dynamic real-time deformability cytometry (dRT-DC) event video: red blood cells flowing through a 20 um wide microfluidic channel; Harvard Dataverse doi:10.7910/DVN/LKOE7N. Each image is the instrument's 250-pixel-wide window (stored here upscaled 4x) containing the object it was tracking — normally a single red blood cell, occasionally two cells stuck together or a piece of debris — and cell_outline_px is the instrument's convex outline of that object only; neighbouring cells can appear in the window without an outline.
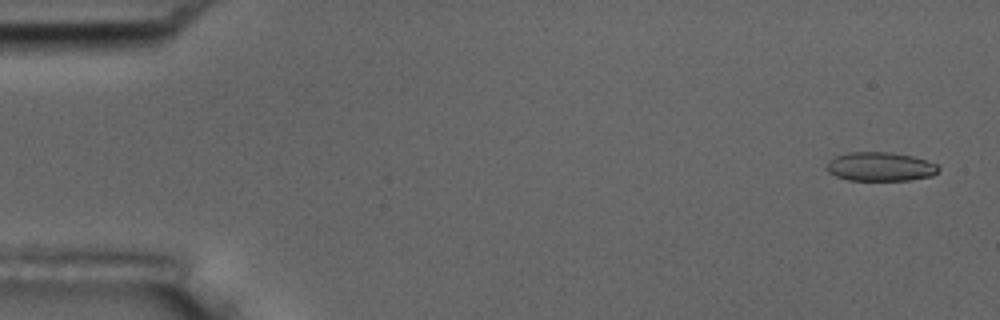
{"species": "common noctule bat (a hibernating species)", "species_latin": "Nyctalus noctula", "temperature_condition": "room temperature", "stored_images_in_passage": 5, "camera_frame_rate_fps": 3000, "um_per_image_px": 0.085, "animal": {"sex": "male", "body_mass_g": 17.5, "forearm_length_mm": 52.3}, "frame": {"image": 1, "passage_image": 1, "time_ms": 0.0, "image_size_px": [1000, 320], "cell_outline_px": [[940, 168], [932, 176], [908, 180], [848, 180], [836, 176], [828, 172], [828, 160], [836, 156], [848, 152], [892, 152], [912, 156], [936, 164]], "centroid_in_image_um": [74.81, 14.16], "position_along_channel_um": 10.2, "area_um2": 18.73}}